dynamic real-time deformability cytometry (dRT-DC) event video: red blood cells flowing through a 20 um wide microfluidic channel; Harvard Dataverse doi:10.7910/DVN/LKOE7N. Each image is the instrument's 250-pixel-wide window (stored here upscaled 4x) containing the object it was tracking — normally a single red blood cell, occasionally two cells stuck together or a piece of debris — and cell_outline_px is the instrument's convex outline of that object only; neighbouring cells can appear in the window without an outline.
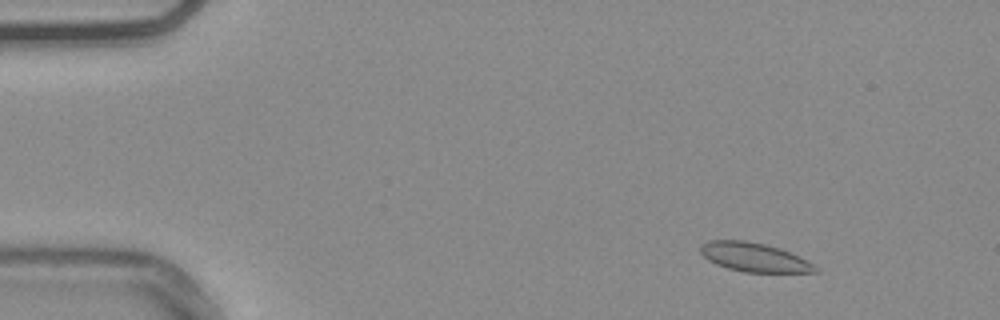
{"species": "common noctule bat (a hibernating species)", "species_latin": "Nyctalus noctula", "temperature_condition": "warm", "stored_images_in_passage": 17, "camera_frame_rate_fps": 3000, "um_per_image_px": 0.085, "animal": {"sex": "male", "body_mass_g": 20.4}, "frame": {"image": 1, "passage_image": 6, "time_ms": 1.667, "image_size_px": [1000, 320], "cell_outline_px": [[820, 272], [744, 272], [728, 268], [716, 264], [708, 260], [700, 252], [700, 244], [708, 240], [744, 240], [764, 244], [780, 248], [800, 256], [812, 264]], "centroid_in_image_um": [64.07, 21.85], "position_along_channel_um": 20.9, "area_um2": 19.31}}
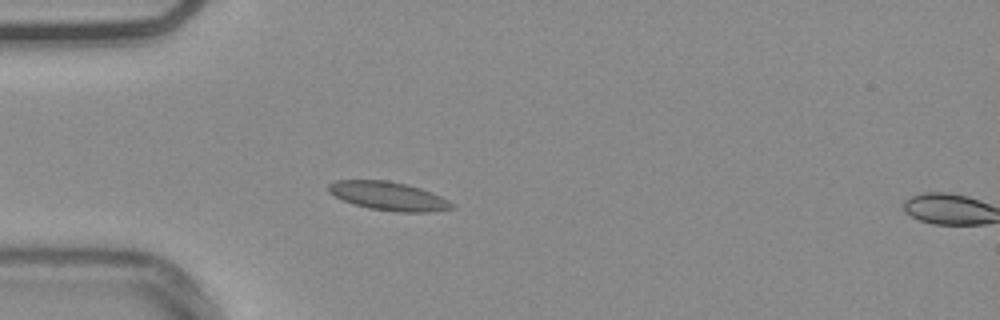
{"frame": {"image": 2, "passage_image": 15, "time_ms": 4.667, "image_size_px": [1000, 320], "cell_outline_px": [[456, 208], [428, 212], [396, 212], [368, 208], [352, 204], [328, 192], [328, 184], [336, 180], [388, 180], [408, 184], [432, 192], [456, 204]], "centroid_in_image_um": [33.05, 16.67], "position_along_channel_um": 52.0, "area_um2": 20.75}}